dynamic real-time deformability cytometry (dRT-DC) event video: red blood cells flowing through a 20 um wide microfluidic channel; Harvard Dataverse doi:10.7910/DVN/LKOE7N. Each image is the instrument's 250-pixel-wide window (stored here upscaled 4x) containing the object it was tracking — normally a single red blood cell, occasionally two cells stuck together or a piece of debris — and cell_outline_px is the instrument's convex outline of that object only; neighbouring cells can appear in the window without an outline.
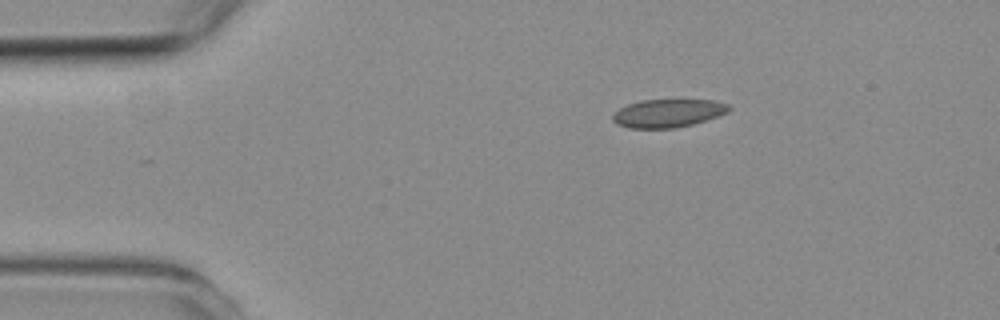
{"species": "common noctule bat (a hibernating species)", "species_latin": "Nyctalus noctula", "temperature_condition": "room temperature", "stored_images_in_passage": 5, "camera_frame_rate_fps": 3000, "um_per_image_px": 0.085, "animal": {"sex": "female", "body_mass_g": 19.3, "forearm_length_mm": 54.1}, "frame": {"image": 1, "passage_image": 1, "time_ms": 0.0, "image_size_px": [1000, 320], "cell_outline_px": [[732, 108], [728, 112], [692, 124], [676, 128], [628, 128], [616, 124], [612, 120], [612, 116], [620, 108], [628, 104], [640, 100], [712, 100], [728, 104]], "centroid_in_image_um": [56.75, 9.62], "position_along_channel_um": 28.2, "area_um2": 18.96}}
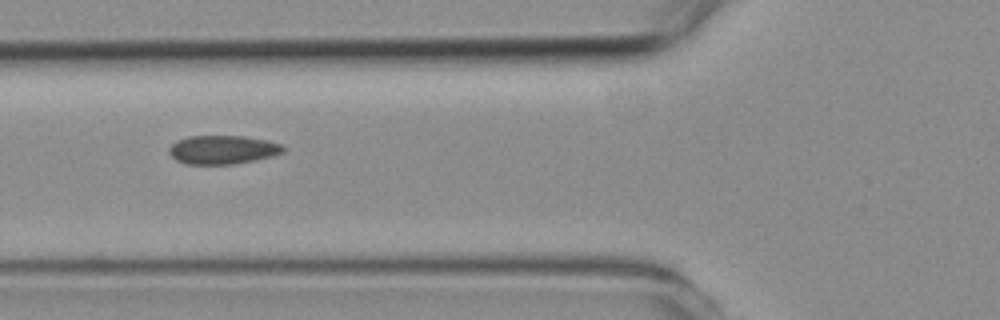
{"frame": {"image": 2, "passage_image": 4, "time_ms": 3.333, "image_size_px": [1000, 320], "cell_outline_px": [[284, 152], [272, 156], [232, 164], [184, 164], [176, 160], [168, 152], [168, 148], [176, 140], [188, 136], [244, 136], [264, 140], [280, 144], [284, 148]], "centroid_in_image_um": [18.86, 12.72], "position_along_channel_um": 106.9, "area_um2": 18.96}}
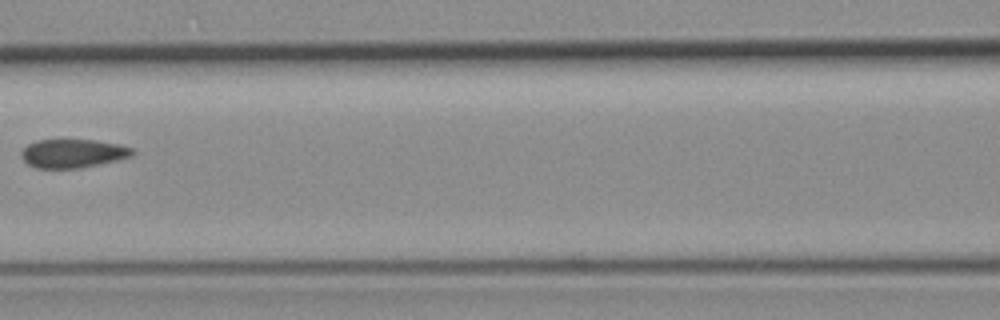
{"frame": {"image": 3, "passage_image": 5, "time_ms": 4.667, "image_size_px": [1000, 320], "cell_outline_px": [[136, 152], [132, 156], [116, 160], [80, 168], [36, 168], [28, 164], [20, 156], [20, 152], [28, 144], [36, 140], [96, 140], [120, 144], [132, 148]], "centroid_in_image_um": [6.19, 13.03], "position_along_channel_um": 160.4, "area_um2": 18.55}}